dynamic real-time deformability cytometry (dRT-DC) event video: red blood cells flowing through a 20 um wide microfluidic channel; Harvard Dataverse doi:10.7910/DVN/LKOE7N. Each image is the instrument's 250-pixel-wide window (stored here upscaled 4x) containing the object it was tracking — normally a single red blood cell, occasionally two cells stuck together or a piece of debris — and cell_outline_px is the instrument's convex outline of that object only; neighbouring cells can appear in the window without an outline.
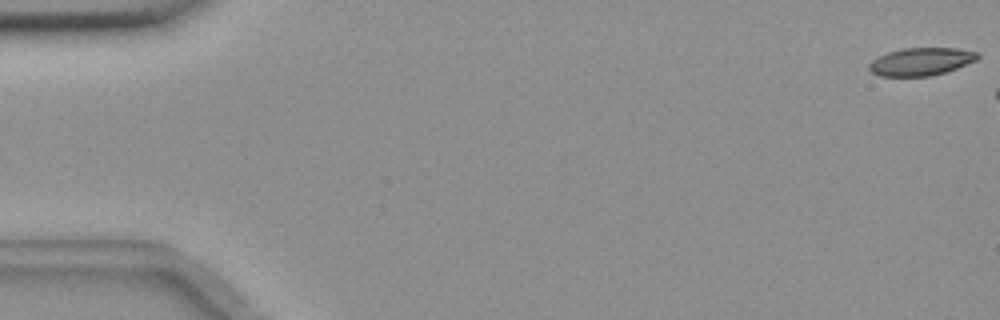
{"species": "common noctule bat (a hibernating species)", "species_latin": "Nyctalus noctula", "temperature_condition": "room temperature", "stored_images_in_passage": 7, "camera_frame_rate_fps": 3000, "um_per_image_px": 0.085, "animal": {"sex": "female", "body_mass_g": 18.4}, "frame": {"image": 1, "passage_image": 1, "time_ms": 0.0, "image_size_px": [1000, 320], "cell_outline_px": [[980, 56], [976, 60], [956, 68], [932, 76], [880, 76], [872, 72], [868, 68], [868, 64], [872, 60], [888, 52], [904, 48], [956, 48], [980, 52]], "centroid_in_image_um": [78.3, 5.23], "position_along_channel_um": 6.7, "area_um2": 17.51}}